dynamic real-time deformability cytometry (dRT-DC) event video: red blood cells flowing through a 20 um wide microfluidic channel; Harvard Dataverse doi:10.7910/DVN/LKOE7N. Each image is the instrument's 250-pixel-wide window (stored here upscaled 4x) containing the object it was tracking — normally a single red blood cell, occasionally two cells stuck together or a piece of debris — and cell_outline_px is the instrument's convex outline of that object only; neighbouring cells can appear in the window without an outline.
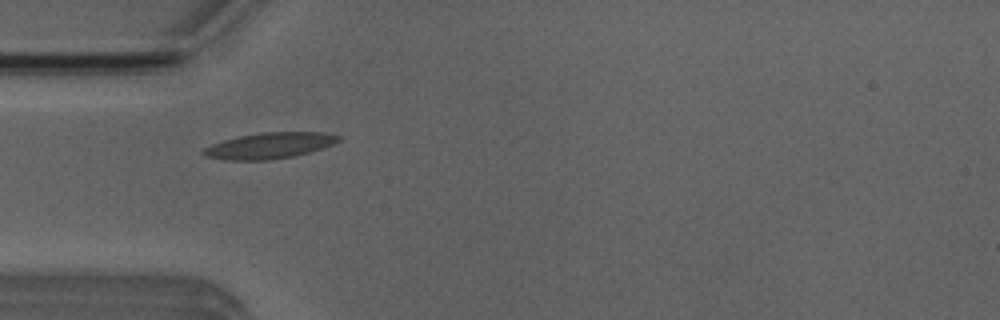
{"species": "Egyptian fruit bat (a non-hibernating species)", "species_latin": "Rousettus aegyptiacus", "temperature_condition": "room temperature", "stored_images_in_passage": 1, "camera_frame_rate_fps": 3000, "um_per_image_px": 0.085, "animal": {"sex": "male"}, "frame": {"image": 1, "passage_image": 1, "time_ms": 0.0, "image_size_px": [1000, 320], "cell_outline_px": [[340, 140], [332, 144], [308, 152], [292, 156], [268, 160], [224, 160], [204, 156], [200, 152], [204, 148], [212, 144], [224, 140], [240, 136], [260, 132], [324, 132], [340, 136]], "centroid_in_image_um": [22.85, 12.37], "position_along_channel_um": 62.1, "area_um2": 20.29}}